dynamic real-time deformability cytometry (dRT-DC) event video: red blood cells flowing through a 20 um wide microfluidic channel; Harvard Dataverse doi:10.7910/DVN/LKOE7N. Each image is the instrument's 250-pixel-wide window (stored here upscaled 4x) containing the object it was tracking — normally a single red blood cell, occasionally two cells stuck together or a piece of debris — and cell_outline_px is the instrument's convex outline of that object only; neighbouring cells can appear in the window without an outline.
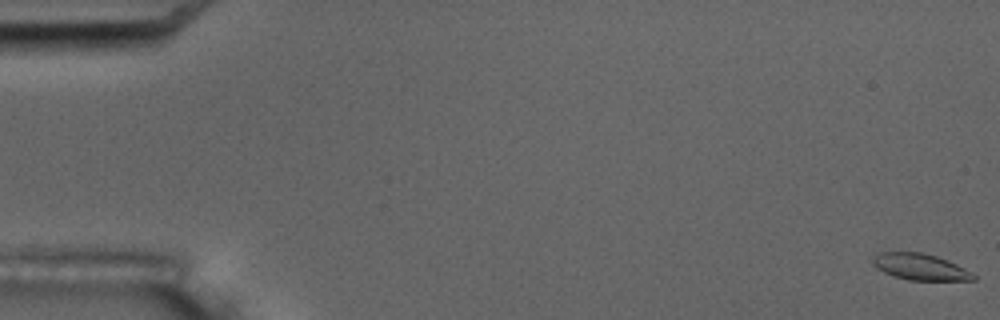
{"species": "common noctule bat (a hibernating species)", "species_latin": "Nyctalus noctula", "temperature_condition": "room temperature", "stored_images_in_passage": 7, "camera_frame_rate_fps": 3000, "um_per_image_px": 0.085, "animal": {"sex": "male", "body_mass_g": 17.5, "forearm_length_mm": 52.3}, "frame": {"image": 1, "passage_image": 1, "time_ms": 0.0, "image_size_px": [1000, 320], "cell_outline_px": [[976, 280], [908, 280], [884, 272], [876, 268], [872, 264], [872, 256], [880, 252], [924, 252], [948, 260], [964, 268], [976, 276]], "centroid_in_image_um": [78.19, 22.67], "position_along_channel_um": 6.8, "area_um2": 15.43}}
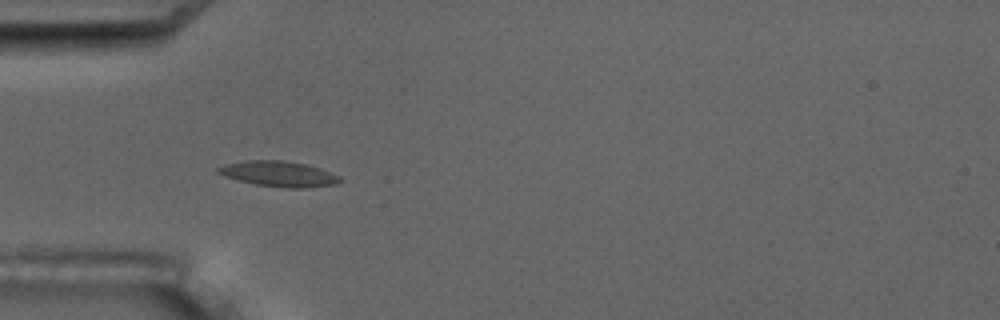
{"frame": {"image": 2, "passage_image": 6, "time_ms": 6.0, "image_size_px": [1000, 320], "cell_outline_px": [[344, 180], [336, 184], [308, 188], [288, 188], [256, 184], [224, 176], [216, 172], [216, 168], [224, 164], [248, 160], [284, 160], [308, 164], [320, 168], [340, 176]], "centroid_in_image_um": [23.73, 14.77], "position_along_channel_um": 61.3, "area_um2": 18.21}}